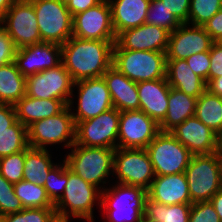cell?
Returning a JSON list of instances; mask_svg holds the SVG:
<instances>
[{
    "mask_svg": "<svg viewBox=\"0 0 222 222\" xmlns=\"http://www.w3.org/2000/svg\"><path fill=\"white\" fill-rule=\"evenodd\" d=\"M26 95V77L15 62L0 66V104L15 105Z\"/></svg>",
    "mask_w": 222,
    "mask_h": 222,
    "instance_id": "cell-29",
    "label": "cell"
},
{
    "mask_svg": "<svg viewBox=\"0 0 222 222\" xmlns=\"http://www.w3.org/2000/svg\"><path fill=\"white\" fill-rule=\"evenodd\" d=\"M191 202L210 201L222 189L218 153L193 155L185 169Z\"/></svg>",
    "mask_w": 222,
    "mask_h": 222,
    "instance_id": "cell-8",
    "label": "cell"
},
{
    "mask_svg": "<svg viewBox=\"0 0 222 222\" xmlns=\"http://www.w3.org/2000/svg\"><path fill=\"white\" fill-rule=\"evenodd\" d=\"M16 51L13 40L0 26V66L14 62Z\"/></svg>",
    "mask_w": 222,
    "mask_h": 222,
    "instance_id": "cell-42",
    "label": "cell"
},
{
    "mask_svg": "<svg viewBox=\"0 0 222 222\" xmlns=\"http://www.w3.org/2000/svg\"><path fill=\"white\" fill-rule=\"evenodd\" d=\"M139 110L160 124L168 110L170 85L166 78L137 83Z\"/></svg>",
    "mask_w": 222,
    "mask_h": 222,
    "instance_id": "cell-21",
    "label": "cell"
},
{
    "mask_svg": "<svg viewBox=\"0 0 222 222\" xmlns=\"http://www.w3.org/2000/svg\"><path fill=\"white\" fill-rule=\"evenodd\" d=\"M217 153L219 160H222V133L218 135Z\"/></svg>",
    "mask_w": 222,
    "mask_h": 222,
    "instance_id": "cell-52",
    "label": "cell"
},
{
    "mask_svg": "<svg viewBox=\"0 0 222 222\" xmlns=\"http://www.w3.org/2000/svg\"><path fill=\"white\" fill-rule=\"evenodd\" d=\"M150 1L108 0L116 36L126 29L135 28L146 23Z\"/></svg>",
    "mask_w": 222,
    "mask_h": 222,
    "instance_id": "cell-24",
    "label": "cell"
},
{
    "mask_svg": "<svg viewBox=\"0 0 222 222\" xmlns=\"http://www.w3.org/2000/svg\"><path fill=\"white\" fill-rule=\"evenodd\" d=\"M165 7L173 14L181 23H188V14L191 0H161Z\"/></svg>",
    "mask_w": 222,
    "mask_h": 222,
    "instance_id": "cell-43",
    "label": "cell"
},
{
    "mask_svg": "<svg viewBox=\"0 0 222 222\" xmlns=\"http://www.w3.org/2000/svg\"><path fill=\"white\" fill-rule=\"evenodd\" d=\"M222 8V0H191L188 23L203 26Z\"/></svg>",
    "mask_w": 222,
    "mask_h": 222,
    "instance_id": "cell-36",
    "label": "cell"
},
{
    "mask_svg": "<svg viewBox=\"0 0 222 222\" xmlns=\"http://www.w3.org/2000/svg\"><path fill=\"white\" fill-rule=\"evenodd\" d=\"M170 133L193 155L217 152L218 134L202 123L196 116L187 118Z\"/></svg>",
    "mask_w": 222,
    "mask_h": 222,
    "instance_id": "cell-20",
    "label": "cell"
},
{
    "mask_svg": "<svg viewBox=\"0 0 222 222\" xmlns=\"http://www.w3.org/2000/svg\"><path fill=\"white\" fill-rule=\"evenodd\" d=\"M189 222H220V219L210 201H205L192 203Z\"/></svg>",
    "mask_w": 222,
    "mask_h": 222,
    "instance_id": "cell-40",
    "label": "cell"
},
{
    "mask_svg": "<svg viewBox=\"0 0 222 222\" xmlns=\"http://www.w3.org/2000/svg\"><path fill=\"white\" fill-rule=\"evenodd\" d=\"M75 130L76 124L67 106L59 114L35 121L27 127L29 147L49 150L52 145H61L70 151L75 144Z\"/></svg>",
    "mask_w": 222,
    "mask_h": 222,
    "instance_id": "cell-5",
    "label": "cell"
},
{
    "mask_svg": "<svg viewBox=\"0 0 222 222\" xmlns=\"http://www.w3.org/2000/svg\"><path fill=\"white\" fill-rule=\"evenodd\" d=\"M112 66L136 83L166 78V53L113 49Z\"/></svg>",
    "mask_w": 222,
    "mask_h": 222,
    "instance_id": "cell-6",
    "label": "cell"
},
{
    "mask_svg": "<svg viewBox=\"0 0 222 222\" xmlns=\"http://www.w3.org/2000/svg\"><path fill=\"white\" fill-rule=\"evenodd\" d=\"M147 191L139 186L114 183L101 192L104 222H140Z\"/></svg>",
    "mask_w": 222,
    "mask_h": 222,
    "instance_id": "cell-3",
    "label": "cell"
},
{
    "mask_svg": "<svg viewBox=\"0 0 222 222\" xmlns=\"http://www.w3.org/2000/svg\"><path fill=\"white\" fill-rule=\"evenodd\" d=\"M170 32L156 25L144 23L126 29L116 36L113 49L167 51Z\"/></svg>",
    "mask_w": 222,
    "mask_h": 222,
    "instance_id": "cell-18",
    "label": "cell"
},
{
    "mask_svg": "<svg viewBox=\"0 0 222 222\" xmlns=\"http://www.w3.org/2000/svg\"><path fill=\"white\" fill-rule=\"evenodd\" d=\"M113 107L118 111L139 110L137 83L111 66L104 74Z\"/></svg>",
    "mask_w": 222,
    "mask_h": 222,
    "instance_id": "cell-23",
    "label": "cell"
},
{
    "mask_svg": "<svg viewBox=\"0 0 222 222\" xmlns=\"http://www.w3.org/2000/svg\"><path fill=\"white\" fill-rule=\"evenodd\" d=\"M68 182V166L62 159L48 174L44 188L50 200L55 204L63 195Z\"/></svg>",
    "mask_w": 222,
    "mask_h": 222,
    "instance_id": "cell-35",
    "label": "cell"
},
{
    "mask_svg": "<svg viewBox=\"0 0 222 222\" xmlns=\"http://www.w3.org/2000/svg\"><path fill=\"white\" fill-rule=\"evenodd\" d=\"M59 1H61L65 5H67L70 2V0H59Z\"/></svg>",
    "mask_w": 222,
    "mask_h": 222,
    "instance_id": "cell-53",
    "label": "cell"
},
{
    "mask_svg": "<svg viewBox=\"0 0 222 222\" xmlns=\"http://www.w3.org/2000/svg\"><path fill=\"white\" fill-rule=\"evenodd\" d=\"M195 116L218 135L222 133V97L205 90L196 103Z\"/></svg>",
    "mask_w": 222,
    "mask_h": 222,
    "instance_id": "cell-31",
    "label": "cell"
},
{
    "mask_svg": "<svg viewBox=\"0 0 222 222\" xmlns=\"http://www.w3.org/2000/svg\"><path fill=\"white\" fill-rule=\"evenodd\" d=\"M166 79L170 87L196 98L206 90V82L184 59H166Z\"/></svg>",
    "mask_w": 222,
    "mask_h": 222,
    "instance_id": "cell-25",
    "label": "cell"
},
{
    "mask_svg": "<svg viewBox=\"0 0 222 222\" xmlns=\"http://www.w3.org/2000/svg\"><path fill=\"white\" fill-rule=\"evenodd\" d=\"M25 164V150L16 154L0 158V173L10 183L15 184L23 180Z\"/></svg>",
    "mask_w": 222,
    "mask_h": 222,
    "instance_id": "cell-37",
    "label": "cell"
},
{
    "mask_svg": "<svg viewBox=\"0 0 222 222\" xmlns=\"http://www.w3.org/2000/svg\"><path fill=\"white\" fill-rule=\"evenodd\" d=\"M15 0H0V19L5 15Z\"/></svg>",
    "mask_w": 222,
    "mask_h": 222,
    "instance_id": "cell-50",
    "label": "cell"
},
{
    "mask_svg": "<svg viewBox=\"0 0 222 222\" xmlns=\"http://www.w3.org/2000/svg\"><path fill=\"white\" fill-rule=\"evenodd\" d=\"M191 205H165L147 196L144 202L143 219L150 222H189Z\"/></svg>",
    "mask_w": 222,
    "mask_h": 222,
    "instance_id": "cell-30",
    "label": "cell"
},
{
    "mask_svg": "<svg viewBox=\"0 0 222 222\" xmlns=\"http://www.w3.org/2000/svg\"><path fill=\"white\" fill-rule=\"evenodd\" d=\"M75 93L78 95L76 96ZM74 105H76V108ZM68 107L75 123L89 120L113 108L104 77L88 78L74 82Z\"/></svg>",
    "mask_w": 222,
    "mask_h": 222,
    "instance_id": "cell-7",
    "label": "cell"
},
{
    "mask_svg": "<svg viewBox=\"0 0 222 222\" xmlns=\"http://www.w3.org/2000/svg\"><path fill=\"white\" fill-rule=\"evenodd\" d=\"M147 196L165 205L192 204L185 172L155 176Z\"/></svg>",
    "mask_w": 222,
    "mask_h": 222,
    "instance_id": "cell-22",
    "label": "cell"
},
{
    "mask_svg": "<svg viewBox=\"0 0 222 222\" xmlns=\"http://www.w3.org/2000/svg\"><path fill=\"white\" fill-rule=\"evenodd\" d=\"M67 106L64 101L59 99H37L27 95L14 105L17 120L26 128L35 121L59 114Z\"/></svg>",
    "mask_w": 222,
    "mask_h": 222,
    "instance_id": "cell-26",
    "label": "cell"
},
{
    "mask_svg": "<svg viewBox=\"0 0 222 222\" xmlns=\"http://www.w3.org/2000/svg\"><path fill=\"white\" fill-rule=\"evenodd\" d=\"M159 132V124L142 110L122 111L119 119L118 148L146 149Z\"/></svg>",
    "mask_w": 222,
    "mask_h": 222,
    "instance_id": "cell-15",
    "label": "cell"
},
{
    "mask_svg": "<svg viewBox=\"0 0 222 222\" xmlns=\"http://www.w3.org/2000/svg\"><path fill=\"white\" fill-rule=\"evenodd\" d=\"M28 147L27 128L17 120L0 138V158L19 153Z\"/></svg>",
    "mask_w": 222,
    "mask_h": 222,
    "instance_id": "cell-33",
    "label": "cell"
},
{
    "mask_svg": "<svg viewBox=\"0 0 222 222\" xmlns=\"http://www.w3.org/2000/svg\"><path fill=\"white\" fill-rule=\"evenodd\" d=\"M101 1L102 0H70L66 6L73 17L89 8L95 7Z\"/></svg>",
    "mask_w": 222,
    "mask_h": 222,
    "instance_id": "cell-47",
    "label": "cell"
},
{
    "mask_svg": "<svg viewBox=\"0 0 222 222\" xmlns=\"http://www.w3.org/2000/svg\"><path fill=\"white\" fill-rule=\"evenodd\" d=\"M220 165H221V183H222V160H220Z\"/></svg>",
    "mask_w": 222,
    "mask_h": 222,
    "instance_id": "cell-54",
    "label": "cell"
},
{
    "mask_svg": "<svg viewBox=\"0 0 222 222\" xmlns=\"http://www.w3.org/2000/svg\"><path fill=\"white\" fill-rule=\"evenodd\" d=\"M210 203L214 206L220 222H222V189L211 197Z\"/></svg>",
    "mask_w": 222,
    "mask_h": 222,
    "instance_id": "cell-49",
    "label": "cell"
},
{
    "mask_svg": "<svg viewBox=\"0 0 222 222\" xmlns=\"http://www.w3.org/2000/svg\"><path fill=\"white\" fill-rule=\"evenodd\" d=\"M116 40H91L72 36L61 45V63L74 82L102 77L112 66Z\"/></svg>",
    "mask_w": 222,
    "mask_h": 222,
    "instance_id": "cell-1",
    "label": "cell"
},
{
    "mask_svg": "<svg viewBox=\"0 0 222 222\" xmlns=\"http://www.w3.org/2000/svg\"><path fill=\"white\" fill-rule=\"evenodd\" d=\"M72 36L91 40H116L108 0L73 16Z\"/></svg>",
    "mask_w": 222,
    "mask_h": 222,
    "instance_id": "cell-16",
    "label": "cell"
},
{
    "mask_svg": "<svg viewBox=\"0 0 222 222\" xmlns=\"http://www.w3.org/2000/svg\"><path fill=\"white\" fill-rule=\"evenodd\" d=\"M197 98L170 87L168 110L164 120L159 124L161 132H170L187 118L195 116Z\"/></svg>",
    "mask_w": 222,
    "mask_h": 222,
    "instance_id": "cell-27",
    "label": "cell"
},
{
    "mask_svg": "<svg viewBox=\"0 0 222 222\" xmlns=\"http://www.w3.org/2000/svg\"><path fill=\"white\" fill-rule=\"evenodd\" d=\"M16 121L15 107L9 104H0V138L9 131V127Z\"/></svg>",
    "mask_w": 222,
    "mask_h": 222,
    "instance_id": "cell-45",
    "label": "cell"
},
{
    "mask_svg": "<svg viewBox=\"0 0 222 222\" xmlns=\"http://www.w3.org/2000/svg\"><path fill=\"white\" fill-rule=\"evenodd\" d=\"M155 176L185 172L193 154L170 132H159L146 147Z\"/></svg>",
    "mask_w": 222,
    "mask_h": 222,
    "instance_id": "cell-9",
    "label": "cell"
},
{
    "mask_svg": "<svg viewBox=\"0 0 222 222\" xmlns=\"http://www.w3.org/2000/svg\"><path fill=\"white\" fill-rule=\"evenodd\" d=\"M186 62L206 84L209 82L210 51L193 54L186 59Z\"/></svg>",
    "mask_w": 222,
    "mask_h": 222,
    "instance_id": "cell-41",
    "label": "cell"
},
{
    "mask_svg": "<svg viewBox=\"0 0 222 222\" xmlns=\"http://www.w3.org/2000/svg\"><path fill=\"white\" fill-rule=\"evenodd\" d=\"M55 214V208H24L2 216V219L3 222H49Z\"/></svg>",
    "mask_w": 222,
    "mask_h": 222,
    "instance_id": "cell-39",
    "label": "cell"
},
{
    "mask_svg": "<svg viewBox=\"0 0 222 222\" xmlns=\"http://www.w3.org/2000/svg\"><path fill=\"white\" fill-rule=\"evenodd\" d=\"M42 42L63 45L72 37L73 17L59 0H33Z\"/></svg>",
    "mask_w": 222,
    "mask_h": 222,
    "instance_id": "cell-10",
    "label": "cell"
},
{
    "mask_svg": "<svg viewBox=\"0 0 222 222\" xmlns=\"http://www.w3.org/2000/svg\"><path fill=\"white\" fill-rule=\"evenodd\" d=\"M24 209L15 194L14 184L6 180L0 173V216L17 213Z\"/></svg>",
    "mask_w": 222,
    "mask_h": 222,
    "instance_id": "cell-38",
    "label": "cell"
},
{
    "mask_svg": "<svg viewBox=\"0 0 222 222\" xmlns=\"http://www.w3.org/2000/svg\"><path fill=\"white\" fill-rule=\"evenodd\" d=\"M213 42L203 26L182 23L170 33L166 59L186 60L193 54L210 51Z\"/></svg>",
    "mask_w": 222,
    "mask_h": 222,
    "instance_id": "cell-17",
    "label": "cell"
},
{
    "mask_svg": "<svg viewBox=\"0 0 222 222\" xmlns=\"http://www.w3.org/2000/svg\"><path fill=\"white\" fill-rule=\"evenodd\" d=\"M217 42L222 45V36L220 37V39Z\"/></svg>",
    "mask_w": 222,
    "mask_h": 222,
    "instance_id": "cell-55",
    "label": "cell"
},
{
    "mask_svg": "<svg viewBox=\"0 0 222 222\" xmlns=\"http://www.w3.org/2000/svg\"><path fill=\"white\" fill-rule=\"evenodd\" d=\"M203 27L211 39L217 42L222 36V8Z\"/></svg>",
    "mask_w": 222,
    "mask_h": 222,
    "instance_id": "cell-46",
    "label": "cell"
},
{
    "mask_svg": "<svg viewBox=\"0 0 222 222\" xmlns=\"http://www.w3.org/2000/svg\"><path fill=\"white\" fill-rule=\"evenodd\" d=\"M222 76V45L213 42L210 48L209 81Z\"/></svg>",
    "mask_w": 222,
    "mask_h": 222,
    "instance_id": "cell-44",
    "label": "cell"
},
{
    "mask_svg": "<svg viewBox=\"0 0 222 222\" xmlns=\"http://www.w3.org/2000/svg\"><path fill=\"white\" fill-rule=\"evenodd\" d=\"M113 177L112 181L116 178L115 183L139 186L147 191L155 178L153 165L147 150L116 148Z\"/></svg>",
    "mask_w": 222,
    "mask_h": 222,
    "instance_id": "cell-11",
    "label": "cell"
},
{
    "mask_svg": "<svg viewBox=\"0 0 222 222\" xmlns=\"http://www.w3.org/2000/svg\"><path fill=\"white\" fill-rule=\"evenodd\" d=\"M206 90H208L211 94L222 97V76L211 79L206 84Z\"/></svg>",
    "mask_w": 222,
    "mask_h": 222,
    "instance_id": "cell-48",
    "label": "cell"
},
{
    "mask_svg": "<svg viewBox=\"0 0 222 222\" xmlns=\"http://www.w3.org/2000/svg\"><path fill=\"white\" fill-rule=\"evenodd\" d=\"M119 119L120 111L113 107L94 118L76 122L75 144L118 148Z\"/></svg>",
    "mask_w": 222,
    "mask_h": 222,
    "instance_id": "cell-12",
    "label": "cell"
},
{
    "mask_svg": "<svg viewBox=\"0 0 222 222\" xmlns=\"http://www.w3.org/2000/svg\"><path fill=\"white\" fill-rule=\"evenodd\" d=\"M69 217H65V216H60L58 214H55L50 220L49 222H72L73 219Z\"/></svg>",
    "mask_w": 222,
    "mask_h": 222,
    "instance_id": "cell-51",
    "label": "cell"
},
{
    "mask_svg": "<svg viewBox=\"0 0 222 222\" xmlns=\"http://www.w3.org/2000/svg\"><path fill=\"white\" fill-rule=\"evenodd\" d=\"M14 62L25 77L54 68L61 64V45L41 42L17 49Z\"/></svg>",
    "mask_w": 222,
    "mask_h": 222,
    "instance_id": "cell-19",
    "label": "cell"
},
{
    "mask_svg": "<svg viewBox=\"0 0 222 222\" xmlns=\"http://www.w3.org/2000/svg\"><path fill=\"white\" fill-rule=\"evenodd\" d=\"M101 192L68 168V182L62 197L54 204L55 212L83 222H96L94 207L98 206L101 210Z\"/></svg>",
    "mask_w": 222,
    "mask_h": 222,
    "instance_id": "cell-4",
    "label": "cell"
},
{
    "mask_svg": "<svg viewBox=\"0 0 222 222\" xmlns=\"http://www.w3.org/2000/svg\"><path fill=\"white\" fill-rule=\"evenodd\" d=\"M74 81L61 63L54 68L26 77V95L37 99H59L67 105Z\"/></svg>",
    "mask_w": 222,
    "mask_h": 222,
    "instance_id": "cell-14",
    "label": "cell"
},
{
    "mask_svg": "<svg viewBox=\"0 0 222 222\" xmlns=\"http://www.w3.org/2000/svg\"><path fill=\"white\" fill-rule=\"evenodd\" d=\"M67 151L63 160L68 168L86 182L98 187L101 191L109 186L108 178H113V148L85 147L74 144ZM107 184V186H105Z\"/></svg>",
    "mask_w": 222,
    "mask_h": 222,
    "instance_id": "cell-2",
    "label": "cell"
},
{
    "mask_svg": "<svg viewBox=\"0 0 222 222\" xmlns=\"http://www.w3.org/2000/svg\"><path fill=\"white\" fill-rule=\"evenodd\" d=\"M51 149L28 147L25 150L23 180L44 186L49 172L58 164L52 160ZM56 162V163H55Z\"/></svg>",
    "mask_w": 222,
    "mask_h": 222,
    "instance_id": "cell-28",
    "label": "cell"
},
{
    "mask_svg": "<svg viewBox=\"0 0 222 222\" xmlns=\"http://www.w3.org/2000/svg\"><path fill=\"white\" fill-rule=\"evenodd\" d=\"M146 23L164 28L172 33L182 23L173 15L161 0H151L146 15Z\"/></svg>",
    "mask_w": 222,
    "mask_h": 222,
    "instance_id": "cell-34",
    "label": "cell"
},
{
    "mask_svg": "<svg viewBox=\"0 0 222 222\" xmlns=\"http://www.w3.org/2000/svg\"><path fill=\"white\" fill-rule=\"evenodd\" d=\"M140 222H150V221H146V220L142 219Z\"/></svg>",
    "mask_w": 222,
    "mask_h": 222,
    "instance_id": "cell-56",
    "label": "cell"
},
{
    "mask_svg": "<svg viewBox=\"0 0 222 222\" xmlns=\"http://www.w3.org/2000/svg\"><path fill=\"white\" fill-rule=\"evenodd\" d=\"M14 191L24 208H54L43 186L21 180L14 184Z\"/></svg>",
    "mask_w": 222,
    "mask_h": 222,
    "instance_id": "cell-32",
    "label": "cell"
},
{
    "mask_svg": "<svg viewBox=\"0 0 222 222\" xmlns=\"http://www.w3.org/2000/svg\"><path fill=\"white\" fill-rule=\"evenodd\" d=\"M0 26L17 49L42 42L32 1L15 0L0 19Z\"/></svg>",
    "mask_w": 222,
    "mask_h": 222,
    "instance_id": "cell-13",
    "label": "cell"
}]
</instances>
